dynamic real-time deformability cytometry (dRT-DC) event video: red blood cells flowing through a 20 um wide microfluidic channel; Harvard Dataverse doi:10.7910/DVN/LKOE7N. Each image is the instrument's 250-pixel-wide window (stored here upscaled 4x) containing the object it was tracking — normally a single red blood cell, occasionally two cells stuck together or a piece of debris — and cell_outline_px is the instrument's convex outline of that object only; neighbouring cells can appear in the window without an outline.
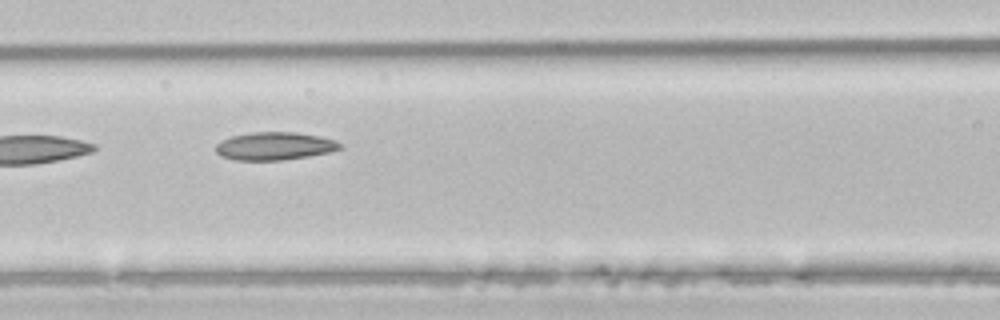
{"species": "common noctule bat (a hibernating species)", "species_latin": "Nyctalus noctula", "temperature_condition": "room temperature", "stored_images_in_passage": 8, "camera_frame_rate_fps": 3000, "um_per_image_px": 0.085, "animal": {"sex": "male", "body_mass_g": 21.5, "forearm_length_mm": 52.0}, "frame": {"image": 1, "passage_image": 5, "time_ms": 1.333, "image_size_px": [1000, 320], "cell_outline_px": [[344, 148], [332, 152], [284, 160], [236, 160], [220, 156], [216, 152], [216, 144], [232, 136], [252, 132], [292, 132], [320, 136], [336, 140]], "centroid_in_image_um": [23.38, 12.42], "position_along_channel_um": 143.2, "area_um2": 20.23}}
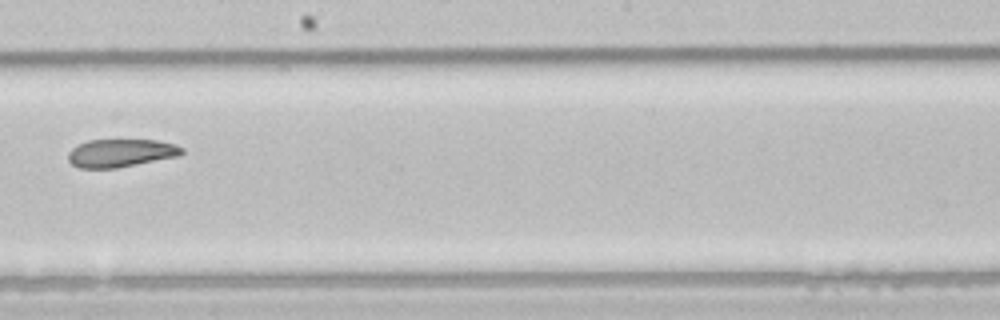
{"frame": {"image": 2, "passage_image": 7, "time_ms": 2.0, "image_size_px": [1000, 320], "cell_outline_px": [[184, 152], [180, 156], [116, 168], [80, 168], [72, 164], [68, 160], [68, 152], [76, 144], [88, 140], [156, 140], [176, 144], [184, 148]], "centroid_in_image_um": [10.28, 13.0], "position_along_channel_um": 237.9, "area_um2": 18.73}}
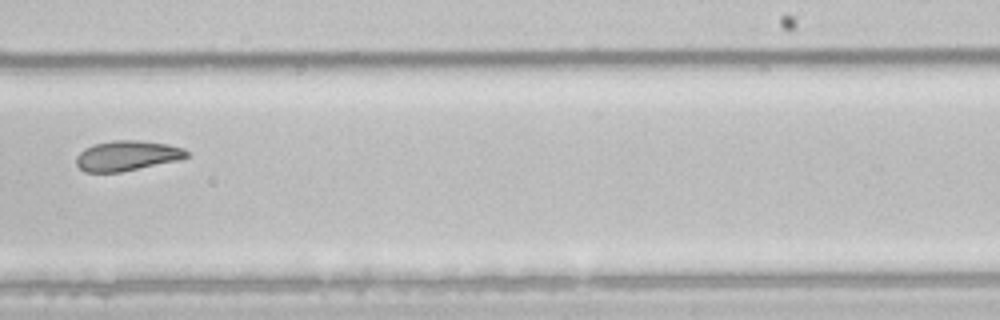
{"frame": {"image": 3, "passage_image": 8, "time_ms": 2.333, "image_size_px": [1000, 320], "cell_outline_px": [[188, 156], [180, 160], [120, 172], [84, 172], [76, 164], [76, 156], [84, 148], [92, 144], [112, 140], [136, 140], [168, 144], [184, 148], [188, 152]], "centroid_in_image_um": [10.78, 13.23], "position_along_channel_um": 278.2, "area_um2": 19.48}}